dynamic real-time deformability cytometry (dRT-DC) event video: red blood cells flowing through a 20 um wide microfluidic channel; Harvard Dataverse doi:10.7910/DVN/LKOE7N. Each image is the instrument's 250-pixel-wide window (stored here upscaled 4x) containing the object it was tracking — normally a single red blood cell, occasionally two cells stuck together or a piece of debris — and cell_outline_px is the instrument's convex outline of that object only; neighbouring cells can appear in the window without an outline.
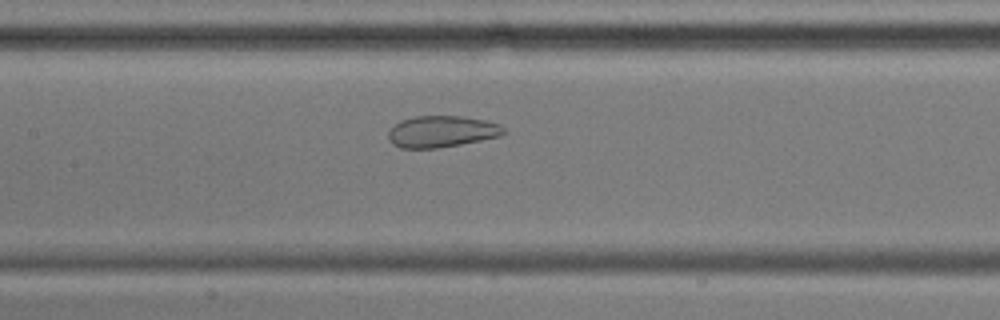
{"species": "common noctule bat (a hibernating species)", "species_latin": "Nyctalus noctula", "temperature_condition": "cold", "stored_images_in_passage": 55, "camera_frame_rate_fps": 3000, "um_per_image_px": 0.085, "animal": {"sex": "male", "body_mass_g": 17.9, "forearm_length_mm": 54.2}, "frame": {"image": 1, "passage_image": 25, "time_ms": 8.0, "image_size_px": [1000, 320], "cell_outline_px": [[504, 132], [500, 136], [460, 144], [436, 148], [400, 148], [392, 144], [388, 140], [388, 132], [400, 120], [416, 116], [460, 116], [484, 120], [500, 124], [504, 128]], "centroid_in_image_um": [37.51, 11.18], "position_along_channel_um": 169.9, "area_um2": 21.04}}
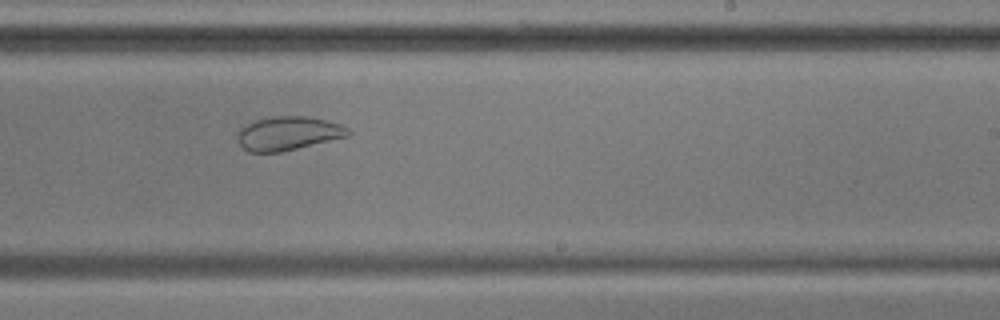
{"frame": {"image": 2, "passage_image": 33, "time_ms": 10.667, "image_size_px": [1000, 320], "cell_outline_px": [[352, 132], [348, 136], [280, 152], [248, 152], [240, 144], [236, 136], [236, 132], [244, 124], [252, 120], [272, 116], [308, 116], [328, 120], [340, 124], [348, 128]], "centroid_in_image_um": [24.46, 11.31], "position_along_channel_um": 264.5, "area_um2": 22.02}}
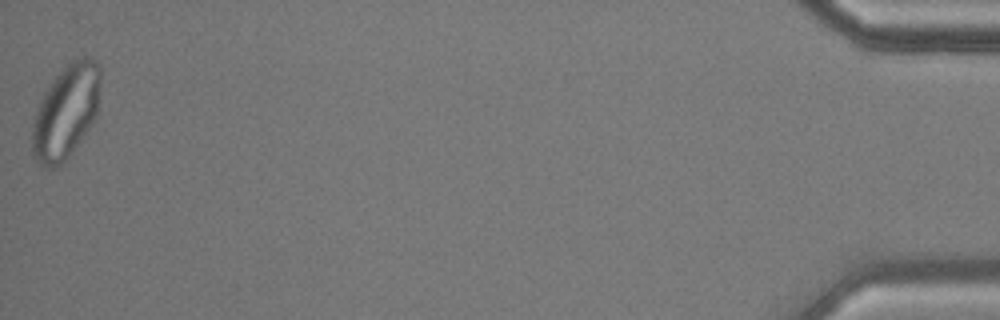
{"frame": {"image": 3, "passage_image": 55, "time_ms": 18.0, "image_size_px": [1000, 320], "cell_outline_px": [[100, 80], [96, 116], [80, 140], [68, 156], [56, 168], [44, 168], [32, 156], [32, 124], [36, 108], [48, 84], [72, 60], [84, 56], [92, 56], [100, 64]], "centroid_in_image_um": [5.58, 9.48], "position_along_channel_um": 429.6, "area_um2": 37.22}}